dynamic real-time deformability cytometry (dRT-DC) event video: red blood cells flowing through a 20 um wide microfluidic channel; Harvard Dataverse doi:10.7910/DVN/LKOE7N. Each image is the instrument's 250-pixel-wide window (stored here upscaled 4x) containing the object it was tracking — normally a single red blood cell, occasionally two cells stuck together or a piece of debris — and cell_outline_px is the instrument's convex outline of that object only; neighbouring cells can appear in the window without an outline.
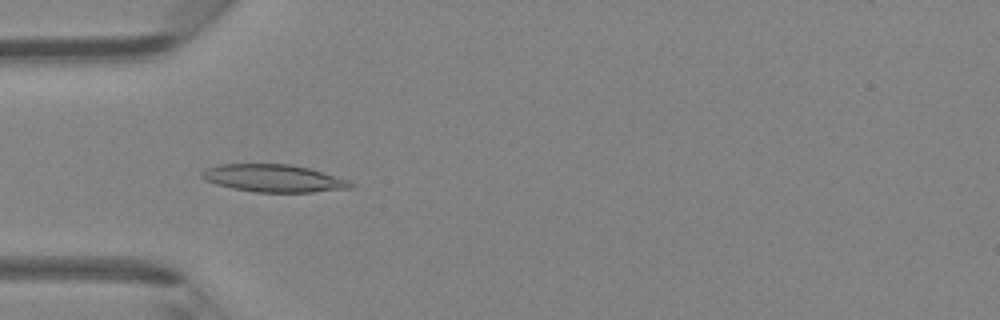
{"species": "Egyptian fruit bat (a non-hibernating species)", "species_latin": "Rousettus aegyptiacus", "temperature_condition": "room temperature", "stored_images_in_passage": 47, "camera_frame_rate_fps": 3000, "um_per_image_px": 0.085, "animal": {"sex": "female"}, "frame": {"image": 1, "passage_image": 15, "time_ms": 4.667, "image_size_px": [1000, 320], "cell_outline_px": [[356, 188], [312, 192], [256, 192], [232, 188], [216, 184], [204, 180], [200, 176], [200, 172], [204, 168], [220, 164], [292, 164], [308, 168], [348, 180], [356, 184]], "centroid_in_image_um": [23.25, 15.15], "position_along_channel_um": 61.8, "area_um2": 24.04}}
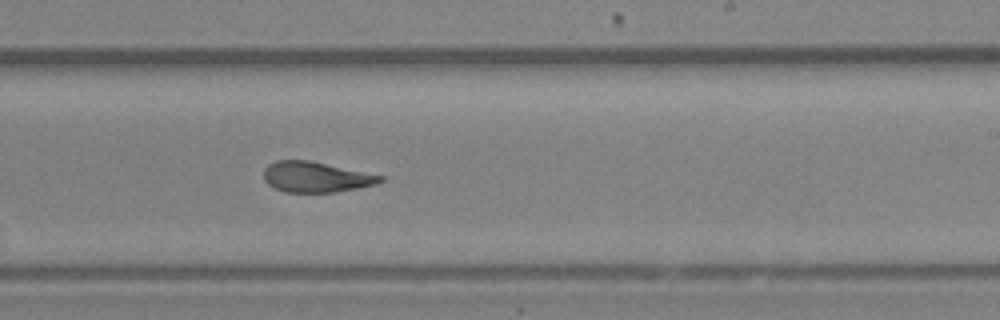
{"frame": {"image": 2, "passage_image": 29, "time_ms": 9.333, "image_size_px": [1000, 320], "cell_outline_px": [[384, 180], [376, 184], [336, 192], [284, 192], [268, 184], [264, 180], [264, 168], [268, 164], [276, 160], [308, 160], [384, 176]], "centroid_in_image_um": [26.83, 15.04], "position_along_channel_um": 262.2, "area_um2": 20.58}}
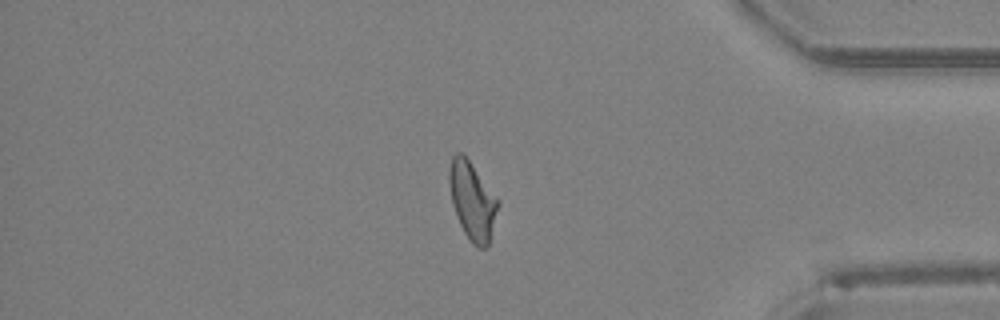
{"frame": {"image": 3, "passage_image": 40, "time_ms": 13.0, "image_size_px": [1000, 320], "cell_outline_px": [[500, 204], [488, 244], [484, 248], [480, 248], [472, 244], [464, 232], [460, 224], [452, 204], [448, 184], [448, 172], [452, 156], [456, 152], [460, 152], [468, 160], [500, 200]], "centroid_in_image_um": [40.14, 17.06], "position_along_channel_um": 395.1, "area_um2": 22.02}, "authors_computed_cell_mechanics": {"area_um2": 22.253, "velocity_mm_per_s": 4.3495, "shape_relaxation_time_tau1_ms": 5.6327, "shape_relaxation_time_tau2_ms": 1.8103, "deformation_change_tau1": 0.2226, "deformation_change_tau2": 0.1019}}